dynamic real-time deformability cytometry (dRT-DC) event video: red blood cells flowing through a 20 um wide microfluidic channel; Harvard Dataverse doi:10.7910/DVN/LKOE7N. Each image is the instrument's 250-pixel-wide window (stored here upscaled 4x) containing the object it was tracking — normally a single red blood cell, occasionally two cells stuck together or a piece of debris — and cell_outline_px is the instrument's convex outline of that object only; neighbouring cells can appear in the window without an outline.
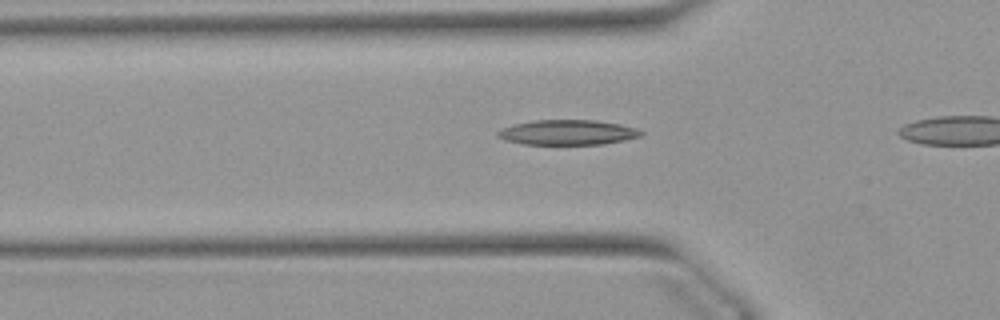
{"species": "Egyptian fruit bat (a non-hibernating species)", "species_latin": "Rousettus aegyptiacus", "temperature_condition": "warm", "stored_images_in_passage": 28, "camera_frame_rate_fps": 3000, "um_per_image_px": 0.085, "animal": {"sex": "female"}, "frame": {"image": 1, "passage_image": 4, "time_ms": 1.0, "image_size_px": [1000, 320], "cell_outline_px": [[644, 132], [640, 136], [624, 140], [600, 144], [524, 144], [504, 140], [496, 136], [496, 132], [512, 124], [532, 120], [596, 120], [620, 124], [636, 128]], "centroid_in_image_um": [48.21, 11.24], "position_along_channel_um": 77.6, "area_um2": 20.87}}
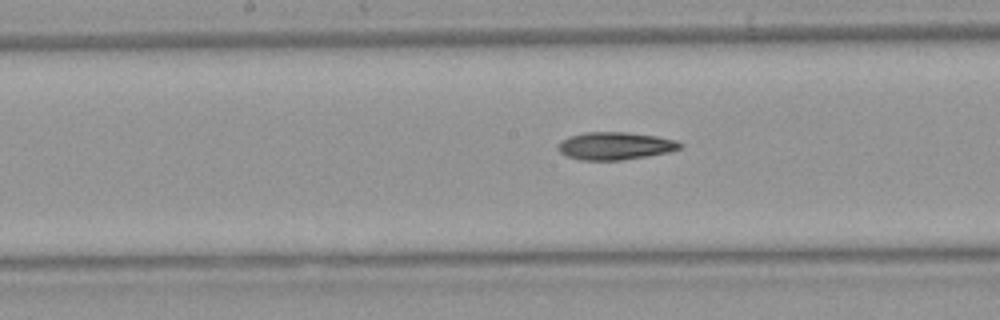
{"frame": {"image": 2, "passage_image": 13, "time_ms": 4.0, "image_size_px": [1000, 320], "cell_outline_px": [[684, 144], [680, 148], [668, 152], [620, 160], [584, 160], [568, 156], [560, 152], [556, 148], [560, 140], [568, 136], [584, 132], [628, 132], [656, 136], [676, 140]], "centroid_in_image_um": [52.25, 12.38], "position_along_channel_um": 195.9, "area_um2": 19.59}}
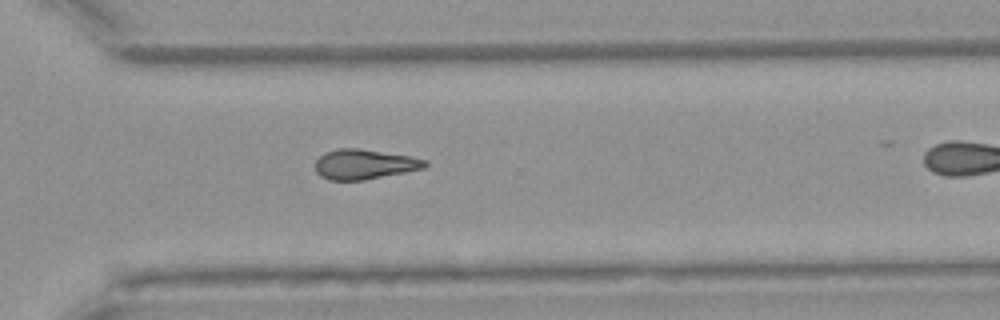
{"frame": {"image": 3, "passage_image": 24, "time_ms": 7.667, "image_size_px": [1000, 320], "cell_outline_px": [[428, 164], [424, 168], [364, 180], [328, 180], [320, 176], [316, 172], [316, 160], [324, 152], [340, 148], [360, 148], [412, 156], [428, 160]], "centroid_in_image_um": [30.98, 13.95], "position_along_channel_um": 339.6, "area_um2": 19.25}}